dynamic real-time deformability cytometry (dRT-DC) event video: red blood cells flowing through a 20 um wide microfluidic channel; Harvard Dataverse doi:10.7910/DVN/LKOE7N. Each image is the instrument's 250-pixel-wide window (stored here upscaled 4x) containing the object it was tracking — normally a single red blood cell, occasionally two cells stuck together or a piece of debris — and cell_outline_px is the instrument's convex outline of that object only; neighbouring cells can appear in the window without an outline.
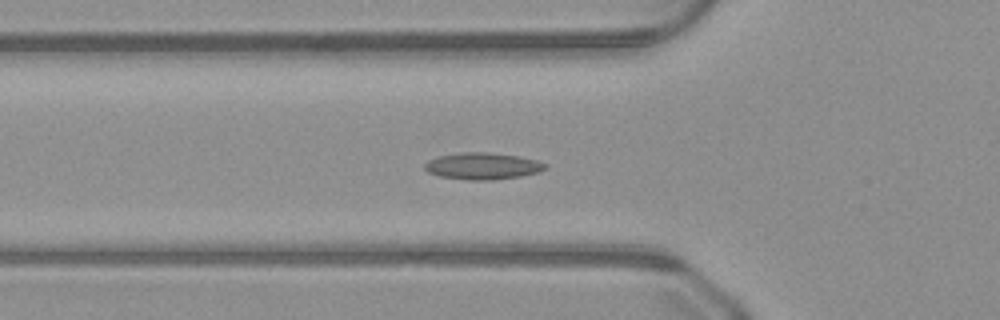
{"species": "common noctule bat (a hibernating species)", "species_latin": "Nyctalus noctula", "temperature_condition": "warm", "stored_images_in_passage": 49, "segment_of_instrument_passage": [1, 2], "camera_frame_rate_fps": 3000, "um_per_image_px": 0.085, "animal": {"sex": "male", "body_mass_g": 23.1, "forearm_length_mm": 52.7}, "frame": {"image": 1, "passage_image": 15, "time_ms": 4.667, "image_size_px": [1000, 320], "cell_outline_px": [[548, 168], [540, 172], [520, 176], [492, 180], [468, 180], [440, 176], [428, 172], [424, 168], [424, 164], [428, 160], [440, 156], [464, 152], [488, 152], [516, 156], [536, 160], [548, 164]], "centroid_in_image_um": [41.05, 14.12], "position_along_channel_um": 84.8, "area_um2": 18.73}}
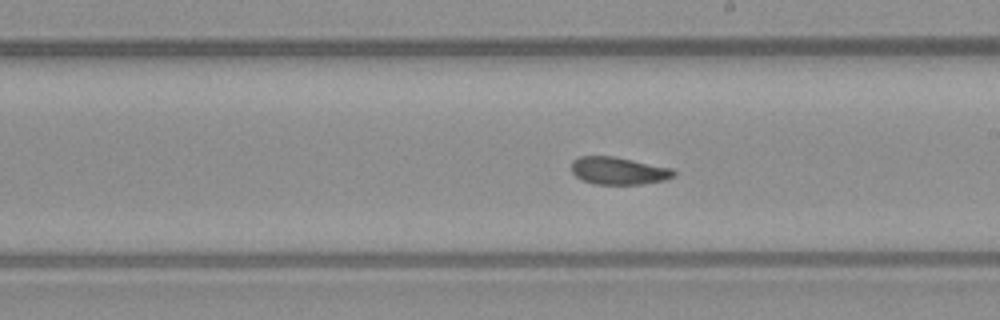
{"frame": {"image": 2, "passage_image": 26, "time_ms": 8.333, "image_size_px": [1000, 320], "cell_outline_px": [[676, 176], [664, 180], [640, 184], [592, 184], [576, 176], [572, 172], [572, 160], [580, 156], [612, 156], [672, 168], [676, 172]], "centroid_in_image_um": [52.58, 14.51], "position_along_channel_um": 236.4, "area_um2": 16.3}}
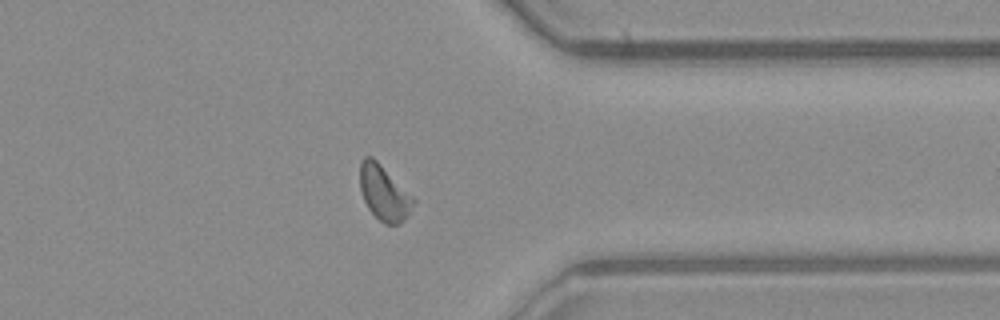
{"frame": {"image": 3, "passage_image": 37, "time_ms": 12.0, "image_size_px": [1000, 320], "cell_outline_px": [[416, 200], [404, 220], [400, 224], [384, 224], [368, 208], [364, 200], [360, 188], [360, 160], [364, 156], [372, 156]], "centroid_in_image_um": [32.62, 16.39], "position_along_channel_um": 378.8, "area_um2": 16.82}}